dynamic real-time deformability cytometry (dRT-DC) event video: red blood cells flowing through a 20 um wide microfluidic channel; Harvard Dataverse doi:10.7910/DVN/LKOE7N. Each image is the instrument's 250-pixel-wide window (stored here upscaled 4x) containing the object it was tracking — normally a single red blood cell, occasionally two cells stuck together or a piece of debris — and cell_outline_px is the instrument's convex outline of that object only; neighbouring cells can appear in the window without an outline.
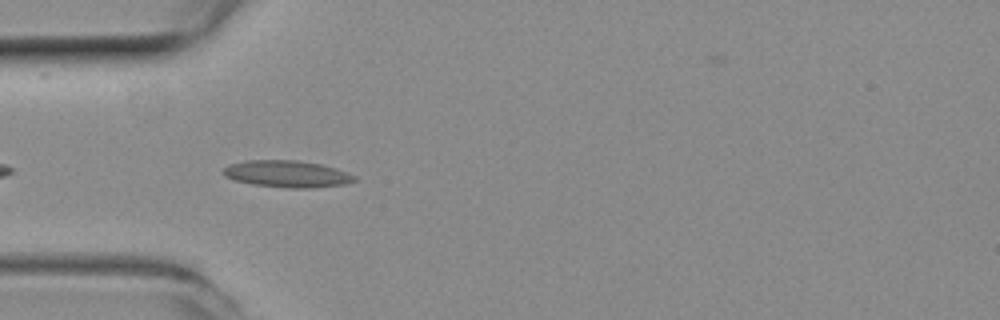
{"species": "common noctule bat (a hibernating species)", "species_latin": "Nyctalus noctula", "temperature_condition": "room temperature", "stored_images_in_passage": 9, "camera_frame_rate_fps": 3000, "um_per_image_px": 0.085, "animal": {"sex": "female", "body_mass_g": 19.3, "forearm_length_mm": 54.1}, "frame": {"image": 1, "passage_image": 3, "time_ms": 0.667, "image_size_px": [1000, 320], "cell_outline_px": [[356, 180], [344, 184], [312, 188], [288, 188], [252, 184], [236, 180], [224, 176], [220, 172], [228, 164], [244, 160], [296, 160], [320, 164], [336, 168], [348, 172], [356, 176]], "centroid_in_image_um": [24.37, 14.78], "position_along_channel_um": 60.6, "area_um2": 20.63}}
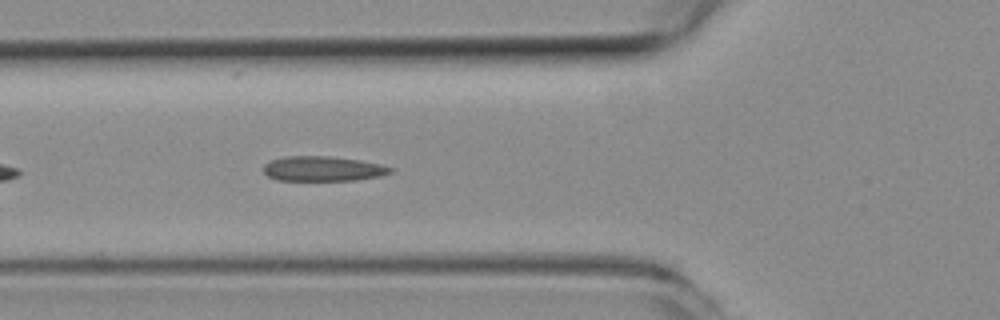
{"frame": {"image": 2, "passage_image": 6, "time_ms": 1.667, "image_size_px": [1000, 320], "cell_outline_px": [[396, 168], [392, 172], [380, 176], [356, 180], [276, 180], [268, 176], [264, 172], [264, 164], [268, 160], [284, 156], [328, 156], [360, 160], [380, 164]], "centroid_in_image_um": [27.44, 14.33], "position_along_channel_um": 98.4, "area_um2": 18.55}}